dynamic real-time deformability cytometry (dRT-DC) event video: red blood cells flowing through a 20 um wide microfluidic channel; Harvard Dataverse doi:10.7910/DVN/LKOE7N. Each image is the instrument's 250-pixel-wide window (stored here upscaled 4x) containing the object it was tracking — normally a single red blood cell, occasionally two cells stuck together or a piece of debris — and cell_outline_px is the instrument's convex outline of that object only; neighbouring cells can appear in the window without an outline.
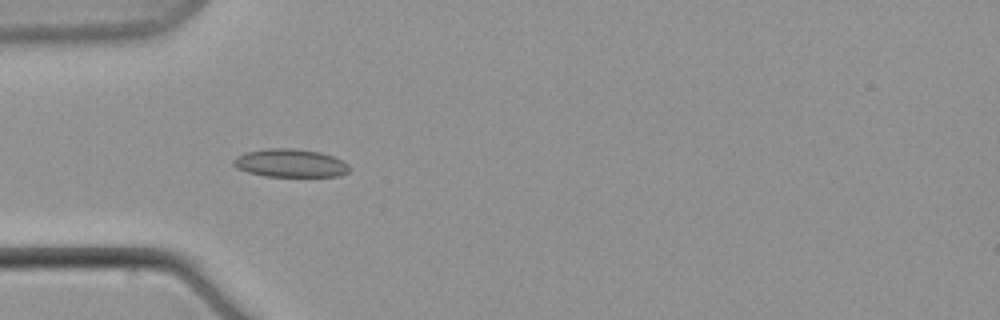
{"species": "common noctule bat (a hibernating species)", "species_latin": "Nyctalus noctula", "temperature_condition": "warm", "stored_images_in_passage": 8, "camera_frame_rate_fps": 3000, "um_per_image_px": 0.085, "animal": {"sex": "male", "body_mass_g": 21.5, "forearm_length_mm": 52.0}, "frame": {"image": 1, "passage_image": 7, "time_ms": 7.333, "image_size_px": [1000, 320], "cell_outline_px": [[352, 168], [348, 172], [340, 176], [264, 176], [248, 172], [236, 168], [232, 164], [232, 160], [236, 156], [248, 152], [268, 148], [292, 148], [320, 152], [332, 156], [348, 164]], "centroid_in_image_um": [24.67, 13.87], "position_along_channel_um": 60.3, "area_um2": 19.02}}
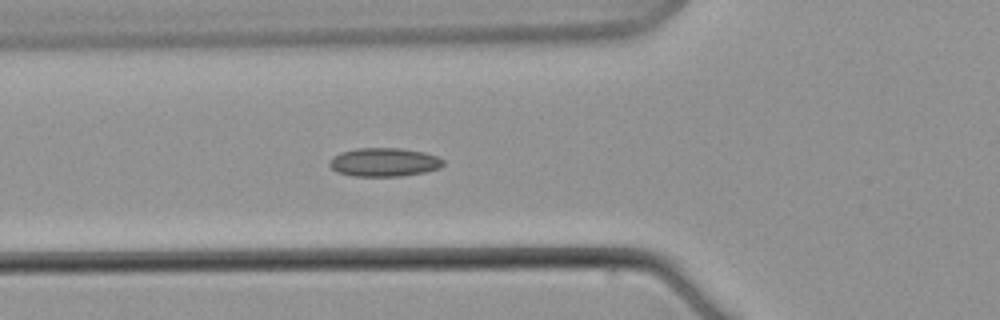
{"frame": {"image": 2, "passage_image": 8, "time_ms": 8.667, "image_size_px": [1000, 320], "cell_outline_px": [[444, 164], [440, 168], [424, 172], [400, 176], [352, 176], [336, 172], [328, 164], [332, 156], [340, 152], [356, 148], [400, 148], [424, 152], [436, 156], [444, 160]], "centroid_in_image_um": [32.62, 13.78], "position_along_channel_um": 93.2, "area_um2": 19.07}}